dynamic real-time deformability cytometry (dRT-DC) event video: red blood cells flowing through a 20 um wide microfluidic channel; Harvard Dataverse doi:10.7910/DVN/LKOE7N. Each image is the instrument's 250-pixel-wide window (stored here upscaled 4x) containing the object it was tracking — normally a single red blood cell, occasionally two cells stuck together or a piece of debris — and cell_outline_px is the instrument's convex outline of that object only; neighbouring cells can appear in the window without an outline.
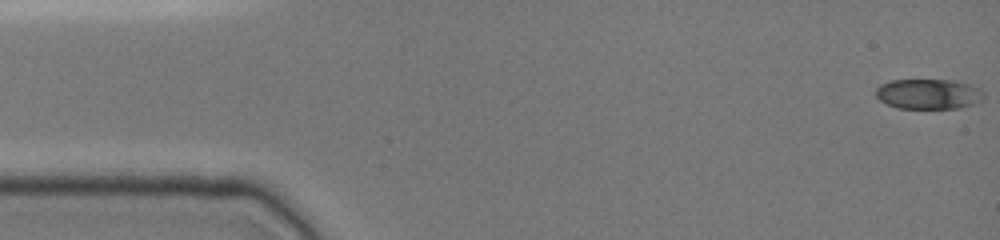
{"species": "common noctule bat (a hibernating species)", "species_latin": "Nyctalus noctula", "temperature_condition": "cold", "stored_images_in_passage": 5, "camera_frame_rate_fps": 3000, "um_per_image_px": 0.085, "animal": {"sex": "female", "body_mass_g": 19.0, "forearm_length_mm": 51.5}, "frame": {"image": 1, "passage_image": 1, "time_ms": 0.0, "image_size_px": [1000, 240], "cell_outline_px": [[972, 104], [960, 108], [900, 108], [888, 104], [880, 100], [876, 96], [876, 88], [892, 80], [956, 80], [968, 84], [972, 88]], "centroid_in_image_um": [78.68, 7.98], "position_along_channel_um": 6.3, "area_um2": 17.63}}